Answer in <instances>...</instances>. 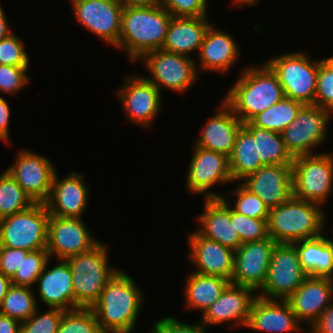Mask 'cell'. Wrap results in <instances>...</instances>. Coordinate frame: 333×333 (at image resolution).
Wrapping results in <instances>:
<instances>
[{"mask_svg":"<svg viewBox=\"0 0 333 333\" xmlns=\"http://www.w3.org/2000/svg\"><path fill=\"white\" fill-rule=\"evenodd\" d=\"M142 300L137 284L118 270L91 309L103 333H127L134 330Z\"/></svg>","mask_w":333,"mask_h":333,"instance_id":"obj_1","label":"cell"},{"mask_svg":"<svg viewBox=\"0 0 333 333\" xmlns=\"http://www.w3.org/2000/svg\"><path fill=\"white\" fill-rule=\"evenodd\" d=\"M172 15L161 5L123 8L118 48L132 61L162 49Z\"/></svg>","mask_w":333,"mask_h":333,"instance_id":"obj_2","label":"cell"},{"mask_svg":"<svg viewBox=\"0 0 333 333\" xmlns=\"http://www.w3.org/2000/svg\"><path fill=\"white\" fill-rule=\"evenodd\" d=\"M285 97L276 74L265 63L242 72L223 101L244 124Z\"/></svg>","mask_w":333,"mask_h":333,"instance_id":"obj_3","label":"cell"},{"mask_svg":"<svg viewBox=\"0 0 333 333\" xmlns=\"http://www.w3.org/2000/svg\"><path fill=\"white\" fill-rule=\"evenodd\" d=\"M318 203L292 197L269 210L268 232L277 244H293L323 233L325 215Z\"/></svg>","mask_w":333,"mask_h":333,"instance_id":"obj_4","label":"cell"},{"mask_svg":"<svg viewBox=\"0 0 333 333\" xmlns=\"http://www.w3.org/2000/svg\"><path fill=\"white\" fill-rule=\"evenodd\" d=\"M107 245L98 243L91 250L67 259L72 273L75 309L91 308L108 281L119 269L108 264Z\"/></svg>","mask_w":333,"mask_h":333,"instance_id":"obj_5","label":"cell"},{"mask_svg":"<svg viewBox=\"0 0 333 333\" xmlns=\"http://www.w3.org/2000/svg\"><path fill=\"white\" fill-rule=\"evenodd\" d=\"M49 211L45 203L0 219V246L29 252L46 249Z\"/></svg>","mask_w":333,"mask_h":333,"instance_id":"obj_6","label":"cell"},{"mask_svg":"<svg viewBox=\"0 0 333 333\" xmlns=\"http://www.w3.org/2000/svg\"><path fill=\"white\" fill-rule=\"evenodd\" d=\"M310 62L304 53H286L266 64L276 74L284 95L304 105H315L319 61Z\"/></svg>","mask_w":333,"mask_h":333,"instance_id":"obj_7","label":"cell"},{"mask_svg":"<svg viewBox=\"0 0 333 333\" xmlns=\"http://www.w3.org/2000/svg\"><path fill=\"white\" fill-rule=\"evenodd\" d=\"M293 197L322 204L332 191L333 155L313 154L294 158Z\"/></svg>","mask_w":333,"mask_h":333,"instance_id":"obj_8","label":"cell"},{"mask_svg":"<svg viewBox=\"0 0 333 333\" xmlns=\"http://www.w3.org/2000/svg\"><path fill=\"white\" fill-rule=\"evenodd\" d=\"M308 277L303 270L293 244H276L266 280L257 296L265 299L286 300Z\"/></svg>","mask_w":333,"mask_h":333,"instance_id":"obj_9","label":"cell"},{"mask_svg":"<svg viewBox=\"0 0 333 333\" xmlns=\"http://www.w3.org/2000/svg\"><path fill=\"white\" fill-rule=\"evenodd\" d=\"M330 113L317 105H304L282 132L286 149L293 158L313 155L312 147L326 138Z\"/></svg>","mask_w":333,"mask_h":333,"instance_id":"obj_10","label":"cell"},{"mask_svg":"<svg viewBox=\"0 0 333 333\" xmlns=\"http://www.w3.org/2000/svg\"><path fill=\"white\" fill-rule=\"evenodd\" d=\"M142 58L153 76L145 78L159 90L160 86H163L175 92H183L197 80V65L190 57L159 49L145 54Z\"/></svg>","mask_w":333,"mask_h":333,"instance_id":"obj_11","label":"cell"},{"mask_svg":"<svg viewBox=\"0 0 333 333\" xmlns=\"http://www.w3.org/2000/svg\"><path fill=\"white\" fill-rule=\"evenodd\" d=\"M98 243L81 218L49 215L46 249L50 258L68 259L91 250Z\"/></svg>","mask_w":333,"mask_h":333,"instance_id":"obj_12","label":"cell"},{"mask_svg":"<svg viewBox=\"0 0 333 333\" xmlns=\"http://www.w3.org/2000/svg\"><path fill=\"white\" fill-rule=\"evenodd\" d=\"M276 242L271 238L242 243L235 251L231 283L258 291L262 288Z\"/></svg>","mask_w":333,"mask_h":333,"instance_id":"obj_13","label":"cell"},{"mask_svg":"<svg viewBox=\"0 0 333 333\" xmlns=\"http://www.w3.org/2000/svg\"><path fill=\"white\" fill-rule=\"evenodd\" d=\"M48 159L23 150L18 153L16 162L6 169L34 203H45L50 195L56 171Z\"/></svg>","mask_w":333,"mask_h":333,"instance_id":"obj_14","label":"cell"},{"mask_svg":"<svg viewBox=\"0 0 333 333\" xmlns=\"http://www.w3.org/2000/svg\"><path fill=\"white\" fill-rule=\"evenodd\" d=\"M194 156L189 163L187 189L192 193H205V199H222V195L206 193L215 183L232 182L229 157L195 146Z\"/></svg>","mask_w":333,"mask_h":333,"instance_id":"obj_15","label":"cell"},{"mask_svg":"<svg viewBox=\"0 0 333 333\" xmlns=\"http://www.w3.org/2000/svg\"><path fill=\"white\" fill-rule=\"evenodd\" d=\"M76 19L118 48L123 7L116 0H70Z\"/></svg>","mask_w":333,"mask_h":333,"instance_id":"obj_16","label":"cell"},{"mask_svg":"<svg viewBox=\"0 0 333 333\" xmlns=\"http://www.w3.org/2000/svg\"><path fill=\"white\" fill-rule=\"evenodd\" d=\"M241 182L270 209L293 197L292 165H266Z\"/></svg>","mask_w":333,"mask_h":333,"instance_id":"obj_17","label":"cell"},{"mask_svg":"<svg viewBox=\"0 0 333 333\" xmlns=\"http://www.w3.org/2000/svg\"><path fill=\"white\" fill-rule=\"evenodd\" d=\"M161 90L141 76L128 77L125 85L117 92L129 121L150 126L161 106Z\"/></svg>","mask_w":333,"mask_h":333,"instance_id":"obj_18","label":"cell"},{"mask_svg":"<svg viewBox=\"0 0 333 333\" xmlns=\"http://www.w3.org/2000/svg\"><path fill=\"white\" fill-rule=\"evenodd\" d=\"M188 243L190 260L197 267L196 273L223 277L231 282L235 256L233 249L209 240L198 232L190 233Z\"/></svg>","mask_w":333,"mask_h":333,"instance_id":"obj_19","label":"cell"},{"mask_svg":"<svg viewBox=\"0 0 333 333\" xmlns=\"http://www.w3.org/2000/svg\"><path fill=\"white\" fill-rule=\"evenodd\" d=\"M255 291L251 288L230 283L221 296L204 312L202 324H221L234 320L235 326H247Z\"/></svg>","mask_w":333,"mask_h":333,"instance_id":"obj_20","label":"cell"},{"mask_svg":"<svg viewBox=\"0 0 333 333\" xmlns=\"http://www.w3.org/2000/svg\"><path fill=\"white\" fill-rule=\"evenodd\" d=\"M229 205L224 196L222 199H205L204 212L198 217L201 228L197 232L236 251L242 242L234 227V210Z\"/></svg>","mask_w":333,"mask_h":333,"instance_id":"obj_21","label":"cell"},{"mask_svg":"<svg viewBox=\"0 0 333 333\" xmlns=\"http://www.w3.org/2000/svg\"><path fill=\"white\" fill-rule=\"evenodd\" d=\"M286 301L298 321L309 320L312 325L333 302L331 278L308 276Z\"/></svg>","mask_w":333,"mask_h":333,"instance_id":"obj_22","label":"cell"},{"mask_svg":"<svg viewBox=\"0 0 333 333\" xmlns=\"http://www.w3.org/2000/svg\"><path fill=\"white\" fill-rule=\"evenodd\" d=\"M87 188L81 174L73 171L60 181L55 172L50 195L45 202L49 214L57 217L81 218L87 204Z\"/></svg>","mask_w":333,"mask_h":333,"instance_id":"obj_23","label":"cell"},{"mask_svg":"<svg viewBox=\"0 0 333 333\" xmlns=\"http://www.w3.org/2000/svg\"><path fill=\"white\" fill-rule=\"evenodd\" d=\"M294 312L286 300L265 299L257 296L251 306L248 328L266 332L303 331L298 325Z\"/></svg>","mask_w":333,"mask_h":333,"instance_id":"obj_24","label":"cell"},{"mask_svg":"<svg viewBox=\"0 0 333 333\" xmlns=\"http://www.w3.org/2000/svg\"><path fill=\"white\" fill-rule=\"evenodd\" d=\"M205 127L195 146L212 150L228 157L233 152L236 136L243 123L233 113L232 109L223 101Z\"/></svg>","mask_w":333,"mask_h":333,"instance_id":"obj_25","label":"cell"},{"mask_svg":"<svg viewBox=\"0 0 333 333\" xmlns=\"http://www.w3.org/2000/svg\"><path fill=\"white\" fill-rule=\"evenodd\" d=\"M60 264L45 269L39 275L38 296L50 308L63 310L75 309V292L72 284V273L67 259H60ZM71 306V307H70Z\"/></svg>","mask_w":333,"mask_h":333,"instance_id":"obj_26","label":"cell"},{"mask_svg":"<svg viewBox=\"0 0 333 333\" xmlns=\"http://www.w3.org/2000/svg\"><path fill=\"white\" fill-rule=\"evenodd\" d=\"M207 17H171L162 49L189 57L200 50L205 34L211 25Z\"/></svg>","mask_w":333,"mask_h":333,"instance_id":"obj_27","label":"cell"},{"mask_svg":"<svg viewBox=\"0 0 333 333\" xmlns=\"http://www.w3.org/2000/svg\"><path fill=\"white\" fill-rule=\"evenodd\" d=\"M238 54L237 43L231 35L210 25L199 50L201 68L225 73L235 64Z\"/></svg>","mask_w":333,"mask_h":333,"instance_id":"obj_28","label":"cell"},{"mask_svg":"<svg viewBox=\"0 0 333 333\" xmlns=\"http://www.w3.org/2000/svg\"><path fill=\"white\" fill-rule=\"evenodd\" d=\"M303 270L310 277H333V240L325 235L293 243Z\"/></svg>","mask_w":333,"mask_h":333,"instance_id":"obj_29","label":"cell"},{"mask_svg":"<svg viewBox=\"0 0 333 333\" xmlns=\"http://www.w3.org/2000/svg\"><path fill=\"white\" fill-rule=\"evenodd\" d=\"M186 283V307L201 310L203 314L231 282L223 277L193 272L188 274Z\"/></svg>","mask_w":333,"mask_h":333,"instance_id":"obj_30","label":"cell"},{"mask_svg":"<svg viewBox=\"0 0 333 333\" xmlns=\"http://www.w3.org/2000/svg\"><path fill=\"white\" fill-rule=\"evenodd\" d=\"M257 140L242 126L237 133L234 149L229 157L233 181L243 180L263 165L260 163Z\"/></svg>","mask_w":333,"mask_h":333,"instance_id":"obj_31","label":"cell"},{"mask_svg":"<svg viewBox=\"0 0 333 333\" xmlns=\"http://www.w3.org/2000/svg\"><path fill=\"white\" fill-rule=\"evenodd\" d=\"M243 126L257 140L260 163L266 165H293L294 158L286 149L281 133L254 126L246 122Z\"/></svg>","mask_w":333,"mask_h":333,"instance_id":"obj_32","label":"cell"},{"mask_svg":"<svg viewBox=\"0 0 333 333\" xmlns=\"http://www.w3.org/2000/svg\"><path fill=\"white\" fill-rule=\"evenodd\" d=\"M304 104L284 97L278 103L256 115L250 122L261 129L281 133L297 117Z\"/></svg>","mask_w":333,"mask_h":333,"instance_id":"obj_33","label":"cell"},{"mask_svg":"<svg viewBox=\"0 0 333 333\" xmlns=\"http://www.w3.org/2000/svg\"><path fill=\"white\" fill-rule=\"evenodd\" d=\"M27 286L12 285L0 307V313L7 315L20 323L28 320L37 309L35 294Z\"/></svg>","mask_w":333,"mask_h":333,"instance_id":"obj_34","label":"cell"},{"mask_svg":"<svg viewBox=\"0 0 333 333\" xmlns=\"http://www.w3.org/2000/svg\"><path fill=\"white\" fill-rule=\"evenodd\" d=\"M34 201L5 170L0 175V219L28 209Z\"/></svg>","mask_w":333,"mask_h":333,"instance_id":"obj_35","label":"cell"},{"mask_svg":"<svg viewBox=\"0 0 333 333\" xmlns=\"http://www.w3.org/2000/svg\"><path fill=\"white\" fill-rule=\"evenodd\" d=\"M57 333H103L91 308L79 307L66 310Z\"/></svg>","mask_w":333,"mask_h":333,"instance_id":"obj_36","label":"cell"},{"mask_svg":"<svg viewBox=\"0 0 333 333\" xmlns=\"http://www.w3.org/2000/svg\"><path fill=\"white\" fill-rule=\"evenodd\" d=\"M47 249H40L23 256V262L11 278L12 285L30 287L36 283L39 275L45 269L47 261L50 260Z\"/></svg>","mask_w":333,"mask_h":333,"instance_id":"obj_37","label":"cell"},{"mask_svg":"<svg viewBox=\"0 0 333 333\" xmlns=\"http://www.w3.org/2000/svg\"><path fill=\"white\" fill-rule=\"evenodd\" d=\"M315 105L333 113V56L319 60Z\"/></svg>","mask_w":333,"mask_h":333,"instance_id":"obj_38","label":"cell"},{"mask_svg":"<svg viewBox=\"0 0 333 333\" xmlns=\"http://www.w3.org/2000/svg\"><path fill=\"white\" fill-rule=\"evenodd\" d=\"M35 313L20 324L19 333H57L62 315L65 310L50 308L43 314Z\"/></svg>","mask_w":333,"mask_h":333,"instance_id":"obj_39","label":"cell"},{"mask_svg":"<svg viewBox=\"0 0 333 333\" xmlns=\"http://www.w3.org/2000/svg\"><path fill=\"white\" fill-rule=\"evenodd\" d=\"M234 195L238 197L234 208H232L234 211L250 218L268 219L269 208L242 183L234 190Z\"/></svg>","mask_w":333,"mask_h":333,"instance_id":"obj_40","label":"cell"},{"mask_svg":"<svg viewBox=\"0 0 333 333\" xmlns=\"http://www.w3.org/2000/svg\"><path fill=\"white\" fill-rule=\"evenodd\" d=\"M234 227L242 243L269 238L268 219L250 218L234 211Z\"/></svg>","mask_w":333,"mask_h":333,"instance_id":"obj_41","label":"cell"},{"mask_svg":"<svg viewBox=\"0 0 333 333\" xmlns=\"http://www.w3.org/2000/svg\"><path fill=\"white\" fill-rule=\"evenodd\" d=\"M0 64L29 67V57L24 45L13 33L0 41Z\"/></svg>","mask_w":333,"mask_h":333,"instance_id":"obj_42","label":"cell"},{"mask_svg":"<svg viewBox=\"0 0 333 333\" xmlns=\"http://www.w3.org/2000/svg\"><path fill=\"white\" fill-rule=\"evenodd\" d=\"M173 17H207V0H160Z\"/></svg>","mask_w":333,"mask_h":333,"instance_id":"obj_43","label":"cell"},{"mask_svg":"<svg viewBox=\"0 0 333 333\" xmlns=\"http://www.w3.org/2000/svg\"><path fill=\"white\" fill-rule=\"evenodd\" d=\"M27 70L28 67L0 64V91L9 95L16 94L29 81Z\"/></svg>","mask_w":333,"mask_h":333,"instance_id":"obj_44","label":"cell"},{"mask_svg":"<svg viewBox=\"0 0 333 333\" xmlns=\"http://www.w3.org/2000/svg\"><path fill=\"white\" fill-rule=\"evenodd\" d=\"M30 252L20 248L0 246V272L12 278Z\"/></svg>","mask_w":333,"mask_h":333,"instance_id":"obj_45","label":"cell"},{"mask_svg":"<svg viewBox=\"0 0 333 333\" xmlns=\"http://www.w3.org/2000/svg\"><path fill=\"white\" fill-rule=\"evenodd\" d=\"M153 329L156 333H207L205 326L201 323L190 325L173 317H165L154 324Z\"/></svg>","mask_w":333,"mask_h":333,"instance_id":"obj_46","label":"cell"},{"mask_svg":"<svg viewBox=\"0 0 333 333\" xmlns=\"http://www.w3.org/2000/svg\"><path fill=\"white\" fill-rule=\"evenodd\" d=\"M312 333H333V302L323 311L321 316L311 325Z\"/></svg>","mask_w":333,"mask_h":333,"instance_id":"obj_47","label":"cell"},{"mask_svg":"<svg viewBox=\"0 0 333 333\" xmlns=\"http://www.w3.org/2000/svg\"><path fill=\"white\" fill-rule=\"evenodd\" d=\"M10 118V110L8 102L0 96V139L8 142L9 131L8 124Z\"/></svg>","mask_w":333,"mask_h":333,"instance_id":"obj_48","label":"cell"},{"mask_svg":"<svg viewBox=\"0 0 333 333\" xmlns=\"http://www.w3.org/2000/svg\"><path fill=\"white\" fill-rule=\"evenodd\" d=\"M20 322L0 313V333H19Z\"/></svg>","mask_w":333,"mask_h":333,"instance_id":"obj_49","label":"cell"},{"mask_svg":"<svg viewBox=\"0 0 333 333\" xmlns=\"http://www.w3.org/2000/svg\"><path fill=\"white\" fill-rule=\"evenodd\" d=\"M123 8L127 7H150L160 4V0H116Z\"/></svg>","mask_w":333,"mask_h":333,"instance_id":"obj_50","label":"cell"},{"mask_svg":"<svg viewBox=\"0 0 333 333\" xmlns=\"http://www.w3.org/2000/svg\"><path fill=\"white\" fill-rule=\"evenodd\" d=\"M12 286L11 278L7 277L0 272V307L3 303L4 297L8 292L9 288Z\"/></svg>","mask_w":333,"mask_h":333,"instance_id":"obj_51","label":"cell"},{"mask_svg":"<svg viewBox=\"0 0 333 333\" xmlns=\"http://www.w3.org/2000/svg\"><path fill=\"white\" fill-rule=\"evenodd\" d=\"M11 33L6 16L0 4V41L8 37Z\"/></svg>","mask_w":333,"mask_h":333,"instance_id":"obj_52","label":"cell"},{"mask_svg":"<svg viewBox=\"0 0 333 333\" xmlns=\"http://www.w3.org/2000/svg\"><path fill=\"white\" fill-rule=\"evenodd\" d=\"M235 2L239 5L241 3H245V4H248L249 7L251 5H255V4H258V0H233V3L235 4Z\"/></svg>","mask_w":333,"mask_h":333,"instance_id":"obj_53","label":"cell"}]
</instances>
